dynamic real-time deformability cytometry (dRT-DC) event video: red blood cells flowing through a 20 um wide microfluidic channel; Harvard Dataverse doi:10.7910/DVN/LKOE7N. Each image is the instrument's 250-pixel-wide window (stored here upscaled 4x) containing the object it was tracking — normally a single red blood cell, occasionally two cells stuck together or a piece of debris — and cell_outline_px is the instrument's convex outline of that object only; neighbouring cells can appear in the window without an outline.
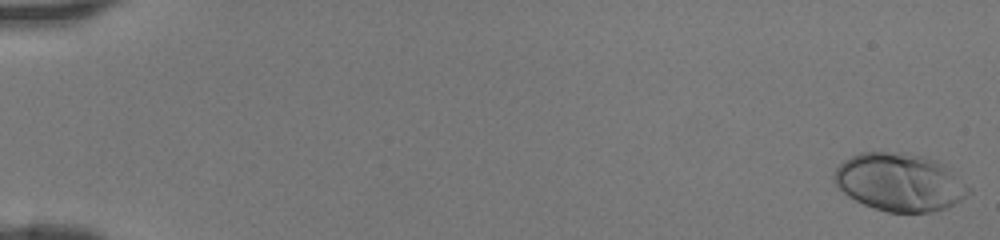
{"species": "human", "species_latin": "Homo sapiens", "temperature_condition": "room temperature", "stored_images_in_passage": 46, "camera_frame_rate_fps": 3000, "um_per_image_px": 0.085, "donor": {"sex": "female"}, "frame": {"image": 1, "passage_image": 1, "time_ms": 0.0, "image_size_px": [1000, 240], "cell_outline_px": [[972, 192], [968, 196], [944, 208], [928, 212], [888, 212], [864, 204], [848, 196], [836, 184], [832, 176], [836, 168], [844, 160], [860, 152], [900, 152], [924, 156], [948, 164], [972, 188]], "centroid_in_image_um": [76.53, 15.46], "position_along_channel_um": 8.5, "area_um2": 45.66}}
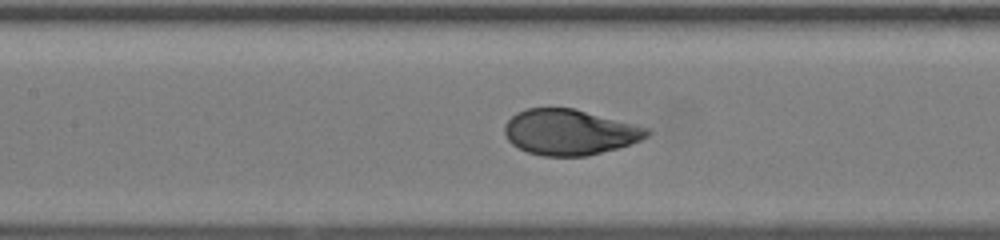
{"frame": {"image": 2, "passage_image": 23, "time_ms": 7.333, "image_size_px": [1000, 240], "cell_outline_px": [[652, 132], [648, 136], [640, 140], [616, 148], [584, 156], [544, 156], [528, 152], [512, 144], [508, 140], [504, 132], [504, 124], [516, 112], [528, 108], [572, 108], [636, 124], [648, 128]], "centroid_in_image_um": [48.4, 11.22], "position_along_channel_um": 159.0, "area_um2": 37.57}}
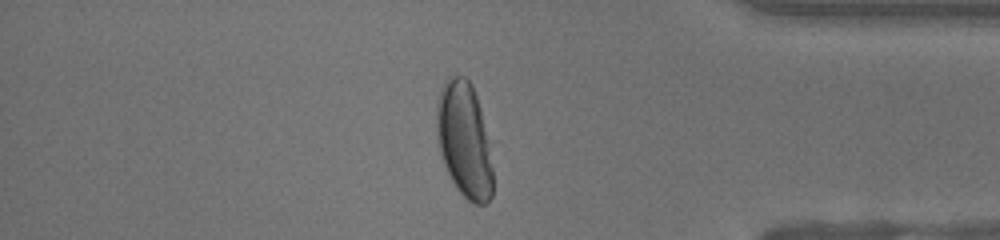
{"frame": {"image": 3, "passage_image": 40, "time_ms": 13.0, "image_size_px": [1000, 240], "cell_outline_px": [[492, 196], [484, 204], [476, 204], [468, 200], [456, 188], [444, 164], [440, 152], [436, 132], [436, 104], [440, 88], [444, 80], [452, 72], [464, 76], [472, 84], [480, 108], [488, 144], [492, 168]], "centroid_in_image_um": [39.42, 11.83], "position_along_channel_um": 395.8, "area_um2": 37.8}}